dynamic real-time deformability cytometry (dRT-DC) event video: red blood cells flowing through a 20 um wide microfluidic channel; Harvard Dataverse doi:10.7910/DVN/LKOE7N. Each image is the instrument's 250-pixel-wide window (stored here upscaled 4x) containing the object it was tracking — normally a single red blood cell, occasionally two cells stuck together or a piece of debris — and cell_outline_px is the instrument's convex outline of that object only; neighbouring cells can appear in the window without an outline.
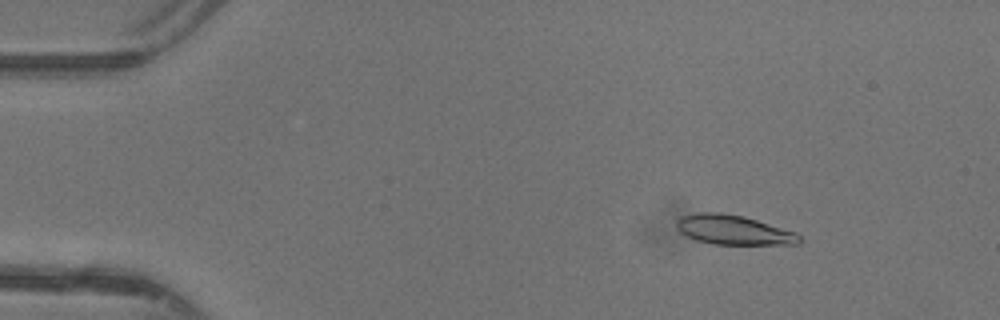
{"species": "common noctule bat (a hibernating species)", "species_latin": "Nyctalus noctula", "temperature_condition": "warm", "stored_images_in_passage": 48, "camera_frame_rate_fps": 3000, "um_per_image_px": 0.085, "animal": {"sex": "female"}, "frame": {"image": 1, "passage_image": 7, "time_ms": 2.0, "image_size_px": [1000, 320], "cell_outline_px": [[804, 240], [800, 244], [712, 244], [696, 240], [680, 232], [676, 228], [676, 220], [680, 216], [696, 212], [720, 212], [744, 216], [796, 232]], "centroid_in_image_um": [62.34, 19.53], "position_along_channel_um": 22.7, "area_um2": 21.33}}
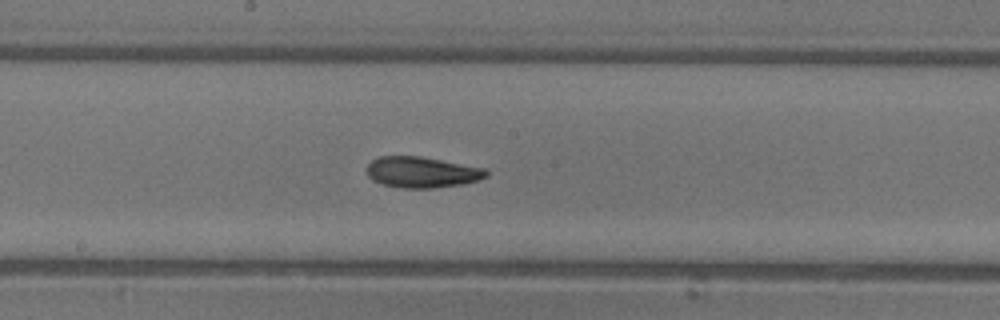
{"frame": {"image": 2, "passage_image": 26, "time_ms": 8.333, "image_size_px": [1000, 320], "cell_outline_px": [[488, 176], [480, 180], [460, 184], [432, 188], [404, 188], [384, 184], [372, 180], [368, 176], [368, 164], [372, 160], [380, 156], [420, 156], [484, 168], [488, 172]], "centroid_in_image_um": [35.87, 14.63], "position_along_channel_um": 212.3, "area_um2": 21.33}}
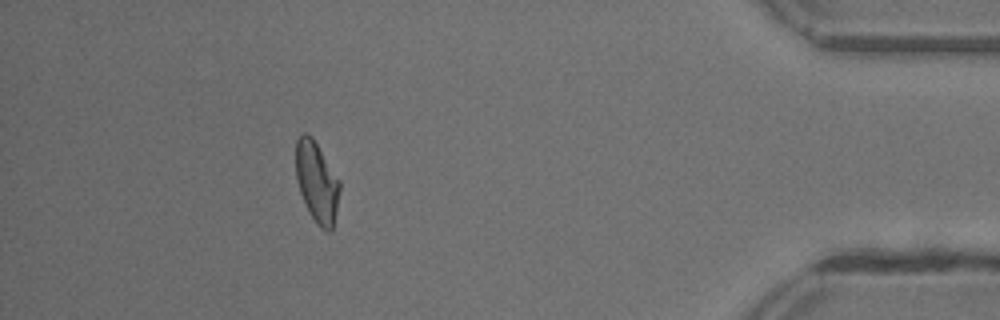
{"frame": {"image": 3, "passage_image": 43, "time_ms": 14.0, "image_size_px": [1000, 320], "cell_outline_px": [[340, 188], [332, 232], [328, 232], [320, 228], [316, 224], [308, 212], [300, 192], [296, 180], [296, 140], [304, 132], [308, 132], [312, 136], [340, 180]], "centroid_in_image_um": [26.92, 15.48], "position_along_channel_um": 408.3, "area_um2": 20.81}, "authors_computed_cell_mechanics": {"area_um2": 21.1259, "velocity_mm_per_s": 4.4102, "shape_relaxation_time_tau1_ms": 6.0596, "shape_relaxation_time_tau2_ms": 2.3645, "deformation_change_tau1": 0.2045, "deformation_change_tau2": 0.0932}}